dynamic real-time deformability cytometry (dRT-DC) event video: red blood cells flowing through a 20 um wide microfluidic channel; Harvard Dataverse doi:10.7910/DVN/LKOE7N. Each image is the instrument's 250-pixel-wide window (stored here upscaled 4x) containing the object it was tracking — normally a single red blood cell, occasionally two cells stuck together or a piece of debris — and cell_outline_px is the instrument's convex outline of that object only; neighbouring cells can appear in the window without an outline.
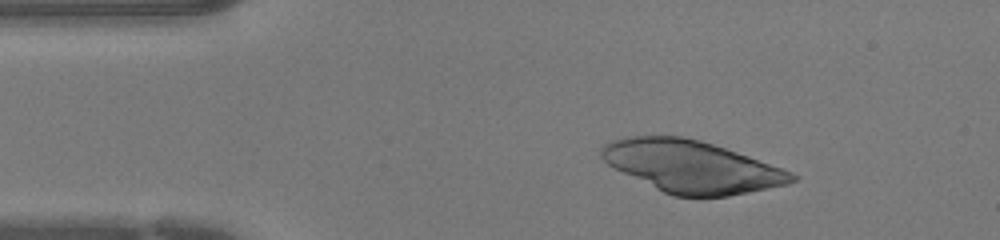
{"species": "human", "species_latin": "Homo sapiens", "temperature_condition": "warm", "stored_images_in_passage": 43, "camera_frame_rate_fps": 3000, "um_per_image_px": 0.085, "donor": {"sex": "female"}, "frame": {"image": 1, "passage_image": 6, "time_ms": 1.667, "image_size_px": [1000, 240], "cell_outline_px": [[800, 176], [796, 180], [788, 184], [728, 196], [672, 196], [608, 164], [600, 156], [600, 148], [604, 144], [612, 140], [632, 136], [680, 136], [700, 140], [748, 156], [792, 172]], "centroid_in_image_um": [58.8, 14.15], "position_along_channel_um": 26.2, "area_um2": 56.82}}